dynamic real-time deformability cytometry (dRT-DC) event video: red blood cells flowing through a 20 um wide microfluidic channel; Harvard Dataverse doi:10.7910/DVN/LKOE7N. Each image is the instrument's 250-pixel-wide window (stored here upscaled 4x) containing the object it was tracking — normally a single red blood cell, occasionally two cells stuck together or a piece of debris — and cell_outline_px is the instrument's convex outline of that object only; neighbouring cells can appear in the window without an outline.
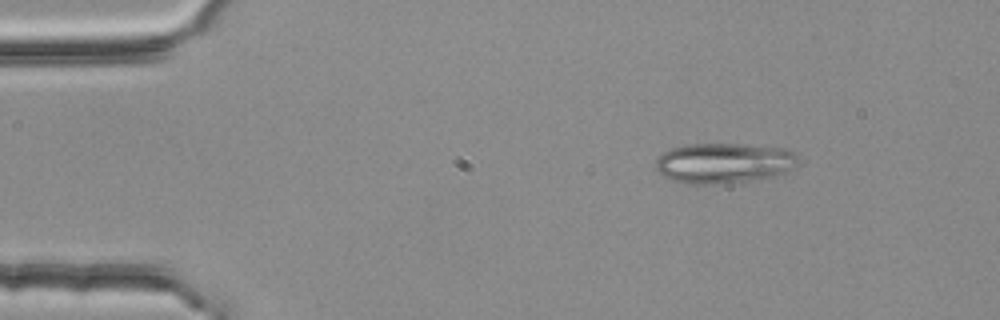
{"species": "common noctule bat (a hibernating species)", "species_latin": "Nyctalus noctula", "temperature_condition": "room temperature", "stored_images_in_passage": 4, "camera_frame_rate_fps": 3000, "um_per_image_px": 0.085, "animal": {"sex": "female", "body_mass_g": 25.1}, "frame": {"image": 1, "passage_image": 2, "time_ms": 0.333, "image_size_px": [1000, 320], "cell_outline_px": [[796, 164], [788, 172], [776, 176], [752, 180], [716, 184], [684, 184], [672, 180], [664, 176], [656, 168], [656, 160], [664, 152], [672, 148], [692, 144], [736, 144], [780, 148], [792, 152], [796, 156]], "centroid_in_image_um": [61.51, 13.88], "position_along_channel_um": 23.5, "area_um2": 33.12}}